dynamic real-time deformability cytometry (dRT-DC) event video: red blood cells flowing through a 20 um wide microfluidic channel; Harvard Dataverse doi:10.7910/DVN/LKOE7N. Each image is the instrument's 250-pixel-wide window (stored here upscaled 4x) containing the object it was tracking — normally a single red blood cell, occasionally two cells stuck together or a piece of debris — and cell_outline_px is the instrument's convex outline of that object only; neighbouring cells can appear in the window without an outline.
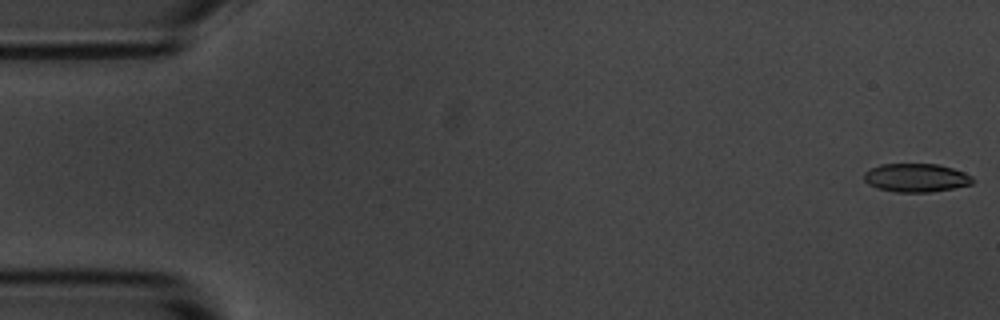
{"species": "common noctule bat (a hibernating species)", "species_latin": "Nyctalus noctula", "temperature_condition": "room temperature", "stored_images_in_passage": 5, "camera_frame_rate_fps": 3000, "um_per_image_px": 0.085, "animal": {"sex": "male", "body_mass_g": 20.1, "forearm_length_mm": 53.5}, "frame": {"image": 1, "passage_image": 1, "time_ms": 0.0, "image_size_px": [1000, 320], "cell_outline_px": [[976, 180], [972, 184], [952, 188], [928, 192], [896, 192], [876, 188], [868, 184], [864, 180], [864, 172], [880, 164], [936, 164], [952, 168], [964, 172], [972, 176]], "centroid_in_image_um": [77.87, 15.11], "position_along_channel_um": 7.1, "area_um2": 18.03}}
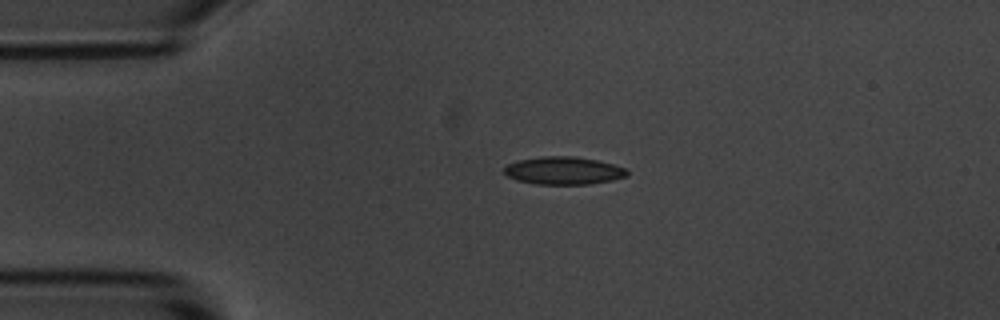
{"frame": {"image": 2, "passage_image": 4, "time_ms": 3.667, "image_size_px": [1000, 320], "cell_outline_px": [[628, 176], [612, 180], [588, 184], [532, 184], [516, 180], [508, 176], [504, 172], [504, 168], [508, 164], [520, 160], [540, 156], [576, 156], [596, 160], [612, 164], [624, 168], [628, 172]], "centroid_in_image_um": [47.89, 14.5], "position_along_channel_um": 37.1, "area_um2": 19.83}}